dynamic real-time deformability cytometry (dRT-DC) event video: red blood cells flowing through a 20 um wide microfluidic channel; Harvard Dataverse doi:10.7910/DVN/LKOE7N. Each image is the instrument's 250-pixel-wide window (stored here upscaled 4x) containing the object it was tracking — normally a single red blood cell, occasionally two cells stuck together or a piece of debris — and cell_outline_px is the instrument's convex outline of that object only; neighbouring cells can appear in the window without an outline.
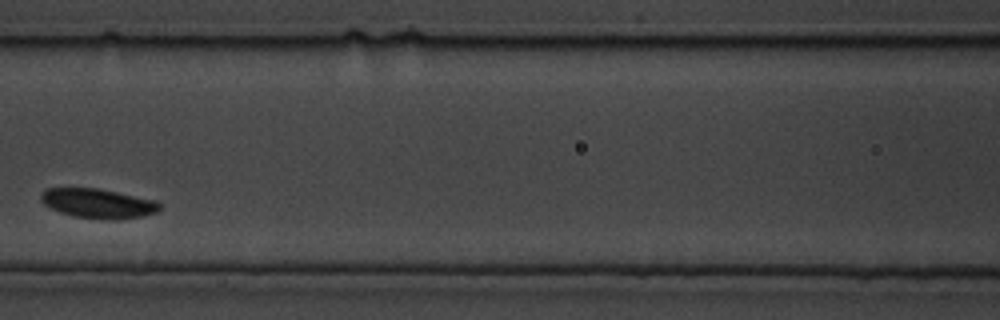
{"species": "common noctule bat (a hibernating species)", "species_latin": "Nyctalus noctula", "temperature_condition": "cold", "stored_images_in_passage": 15, "camera_frame_rate_fps": 3000, "um_per_image_px": 0.085, "animal": {"sex": "male", "body_mass_g": 19.5, "forearm_length_mm": 54.6}, "frame": {"image": 1, "passage_image": 5, "time_ms": 1.333, "image_size_px": [1000, 320], "cell_outline_px": [[160, 208], [156, 212], [144, 216], [112, 220], [76, 216], [60, 212], [44, 204], [40, 200], [40, 192], [48, 188], [100, 188], [156, 200], [160, 204]], "centroid_in_image_um": [8.34, 17.27], "position_along_channel_um": 158.3, "area_um2": 20.4}}
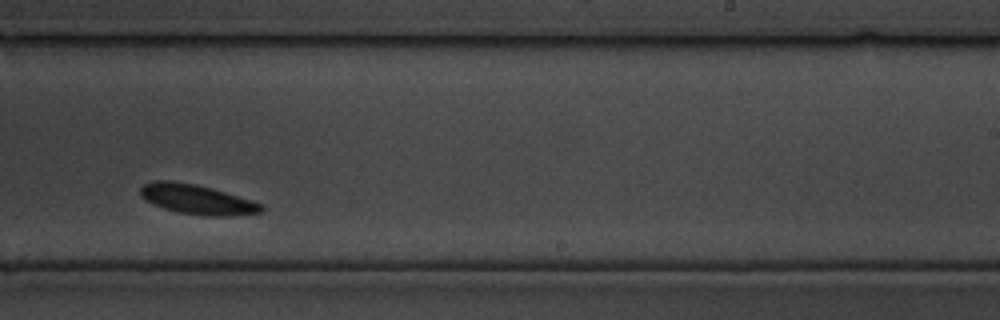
{"frame": {"image": 2, "passage_image": 10, "time_ms": 3.0, "image_size_px": [1000, 320], "cell_outline_px": [[264, 212], [228, 216], [204, 216], [176, 212], [152, 204], [144, 200], [140, 196], [140, 188], [144, 184], [152, 180], [172, 180], [196, 184], [212, 188], [252, 200], [264, 204]], "centroid_in_image_um": [16.74, 16.94], "position_along_channel_um": 272.3, "area_um2": 21.33}}
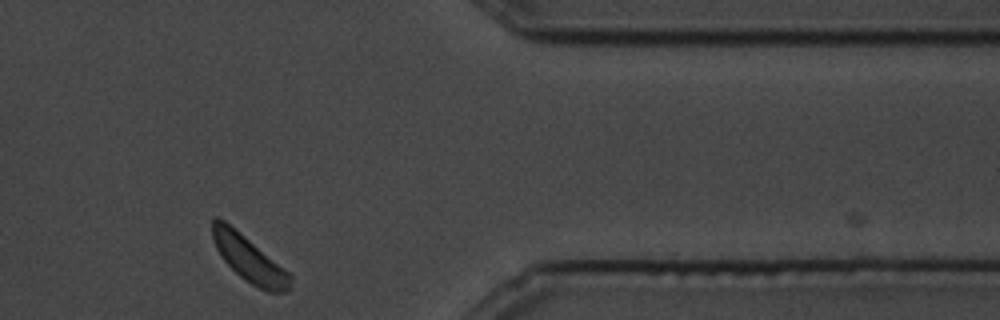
{"frame": {"image": 3, "passage_image": 15, "time_ms": 4.667, "image_size_px": [1000, 320], "cell_outline_px": [[292, 288], [288, 292], [268, 292], [244, 280], [224, 260], [216, 248], [212, 240], [212, 220], [216, 216], [224, 220], [288, 272], [292, 276]], "centroid_in_image_um": [21.18, 22.04], "position_along_channel_um": 390.2, "area_um2": 20.35}}